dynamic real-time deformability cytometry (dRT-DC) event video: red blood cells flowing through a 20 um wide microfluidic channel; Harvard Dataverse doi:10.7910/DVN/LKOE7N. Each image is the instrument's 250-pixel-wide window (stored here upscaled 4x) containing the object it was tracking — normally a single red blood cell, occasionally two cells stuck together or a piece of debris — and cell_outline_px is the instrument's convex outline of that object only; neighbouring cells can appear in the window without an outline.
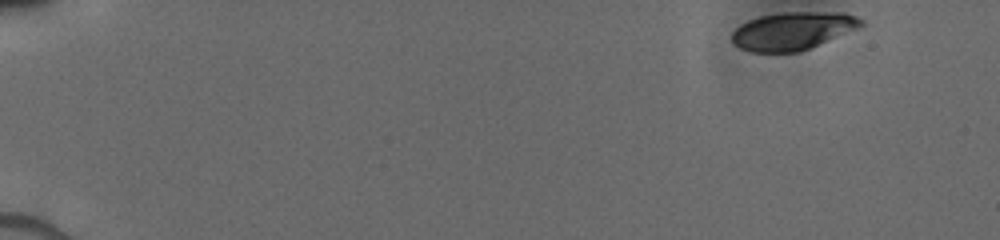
{"species": "human", "species_latin": "Homo sapiens", "temperature_condition": "cold", "stored_images_in_passage": 20, "camera_frame_rate_fps": 3000, "um_per_image_px": 0.085, "donor": {"sex": "male"}, "frame": {"image": 1, "passage_image": 1, "time_ms": 0.0, "image_size_px": [1000, 240], "cell_outline_px": [[864, 24], [856, 28], [800, 52], [752, 52], [740, 48], [732, 40], [732, 32], [740, 24], [748, 20], [760, 16], [784, 12], [844, 12], [856, 16], [864, 20]], "centroid_in_image_um": [67.37, 2.61], "position_along_channel_um": 17.6, "area_um2": 28.26}}
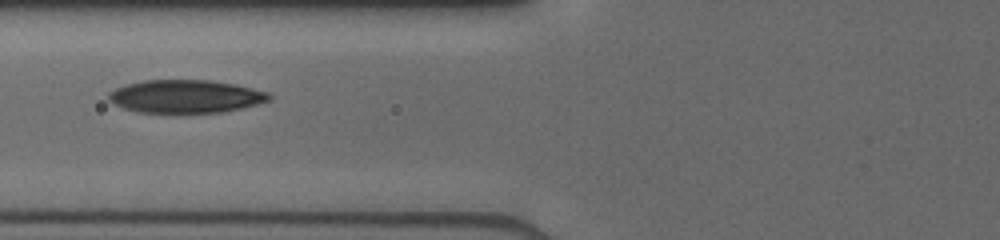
{"frame": {"image": 2, "passage_image": 17, "time_ms": 6.0, "image_size_px": [1000, 240], "cell_outline_px": [[272, 96], [268, 100], [256, 104], [224, 112], [140, 112], [124, 108], [108, 100], [108, 92], [124, 84], [144, 80], [212, 80], [236, 84], [268, 92]], "centroid_in_image_um": [15.76, 8.18], "position_along_channel_um": 110.0, "area_um2": 30.75}}
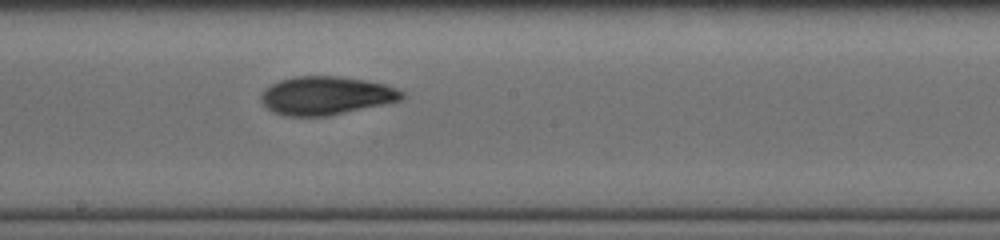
{"frame": {"image": 3, "passage_image": 20, "time_ms": 8.667, "image_size_px": [1000, 240], "cell_outline_px": [[408, 96], [404, 100], [328, 116], [284, 116], [272, 112], [260, 100], [260, 96], [264, 88], [280, 80], [292, 76], [336, 76], [364, 80], [384, 84], [396, 88], [404, 92]], "centroid_in_image_um": [27.73, 8.13], "position_along_channel_um": 220.5, "area_um2": 31.79}}